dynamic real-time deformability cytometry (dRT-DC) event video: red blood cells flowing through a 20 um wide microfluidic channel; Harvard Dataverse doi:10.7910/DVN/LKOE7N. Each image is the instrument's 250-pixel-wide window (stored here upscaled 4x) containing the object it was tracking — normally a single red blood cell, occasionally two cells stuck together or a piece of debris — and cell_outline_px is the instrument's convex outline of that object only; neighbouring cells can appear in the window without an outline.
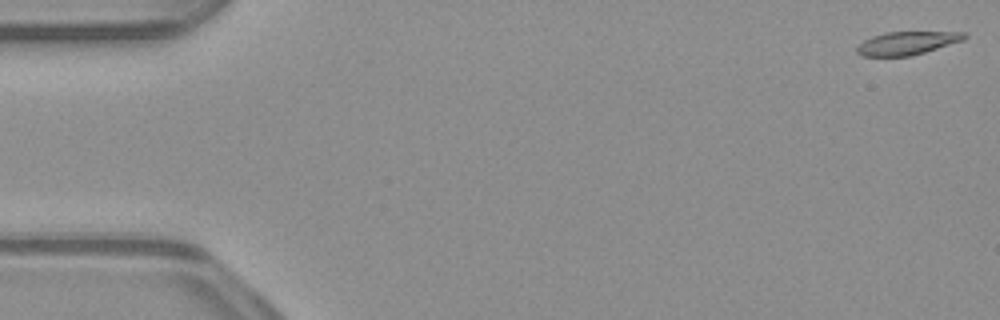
{"species": "common noctule bat (a hibernating species)", "species_latin": "Nyctalus noctula", "temperature_condition": "warm", "stored_images_in_passage": 52, "camera_frame_rate_fps": 3000, "um_per_image_px": 0.085, "animal": {"sex": "male", "body_mass_g": 23.1, "forearm_length_mm": 52.7}, "frame": {"image": 1, "passage_image": 1, "time_ms": 0.0, "image_size_px": [1000, 320], "cell_outline_px": [[968, 36], [964, 40], [912, 56], [864, 56], [856, 52], [856, 48], [864, 40], [872, 36], [884, 32], [964, 32]], "centroid_in_image_um": [77.1, 3.66], "position_along_channel_um": 7.9, "area_um2": 14.51}}
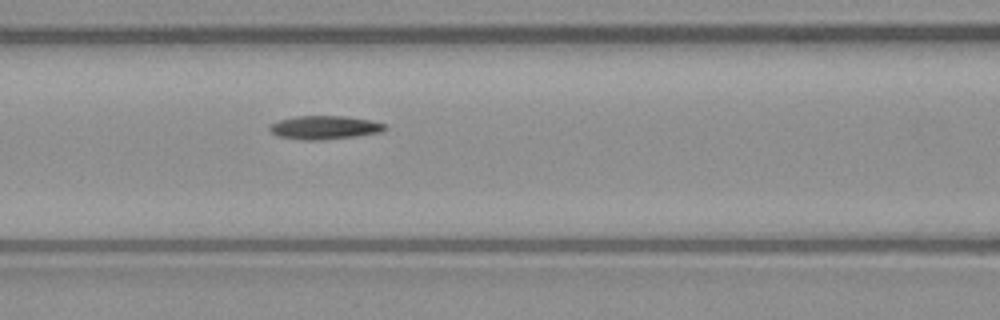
{"frame": {"image": 2, "passage_image": 22, "time_ms": 7.0, "image_size_px": [1000, 320], "cell_outline_px": [[388, 128], [384, 132], [356, 136], [320, 140], [300, 140], [276, 136], [268, 128], [272, 124], [280, 120], [292, 116], [344, 116], [368, 120], [388, 124]], "centroid_in_image_um": [27.62, 10.84], "position_along_channel_um": 139.0, "area_um2": 15.95}}
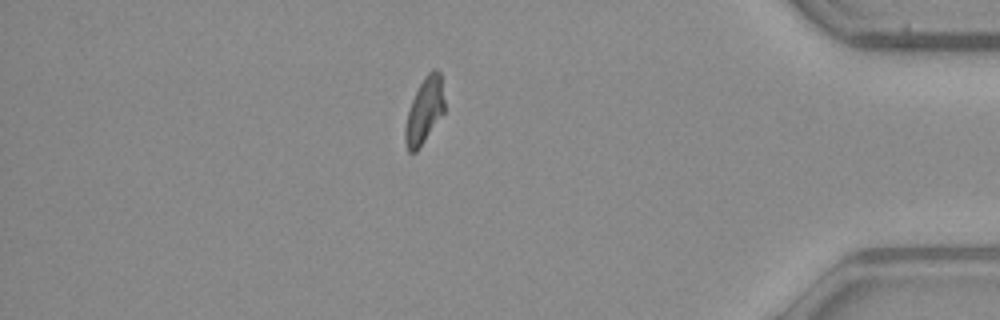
{"frame": {"image": 3, "passage_image": 45, "time_ms": 14.667, "image_size_px": [1000, 320], "cell_outline_px": [[444, 112], [416, 152], [408, 152], [404, 140], [404, 128], [408, 112], [412, 100], [424, 76], [432, 68], [436, 68], [440, 72], [444, 100]], "centroid_in_image_um": [36.06, 9.39], "position_along_channel_um": 399.1, "area_um2": 14.91}, "authors_computed_cell_mechanics": {"area_um2": 15.6638, "velocity_mm_per_s": 3.9334, "shape_relaxation_time_tau1_ms": null, "shape_relaxation_time_tau2_ms": 5.131, "deformation_change_tau1": null, "deformation_change_tau2": 0.1187}}